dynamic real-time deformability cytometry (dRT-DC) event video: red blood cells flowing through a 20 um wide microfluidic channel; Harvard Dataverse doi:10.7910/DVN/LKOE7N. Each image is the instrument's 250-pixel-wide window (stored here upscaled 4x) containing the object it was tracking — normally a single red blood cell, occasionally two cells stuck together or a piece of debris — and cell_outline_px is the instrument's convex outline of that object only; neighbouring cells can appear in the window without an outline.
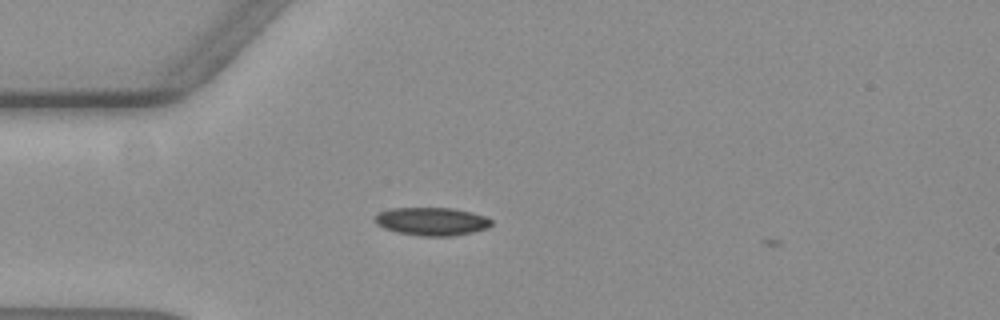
{"species": "common noctule bat (a hibernating species)", "species_latin": "Nyctalus noctula", "temperature_condition": "warm", "stored_images_in_passage": 3, "camera_frame_rate_fps": 3000, "um_per_image_px": 0.085, "animal": {"sex": "female", "body_mass_g": 19.3, "forearm_length_mm": 54.1}, "frame": {"image": 1, "passage_image": 2, "time_ms": 0.333, "image_size_px": [1000, 320], "cell_outline_px": [[492, 224], [488, 228], [472, 232], [452, 236], [420, 236], [396, 232], [384, 228], [376, 224], [376, 216], [380, 212], [392, 208], [452, 208], [472, 212], [484, 216], [492, 220]], "centroid_in_image_um": [36.72, 18.82], "position_along_channel_um": 48.3, "area_um2": 19.02}}